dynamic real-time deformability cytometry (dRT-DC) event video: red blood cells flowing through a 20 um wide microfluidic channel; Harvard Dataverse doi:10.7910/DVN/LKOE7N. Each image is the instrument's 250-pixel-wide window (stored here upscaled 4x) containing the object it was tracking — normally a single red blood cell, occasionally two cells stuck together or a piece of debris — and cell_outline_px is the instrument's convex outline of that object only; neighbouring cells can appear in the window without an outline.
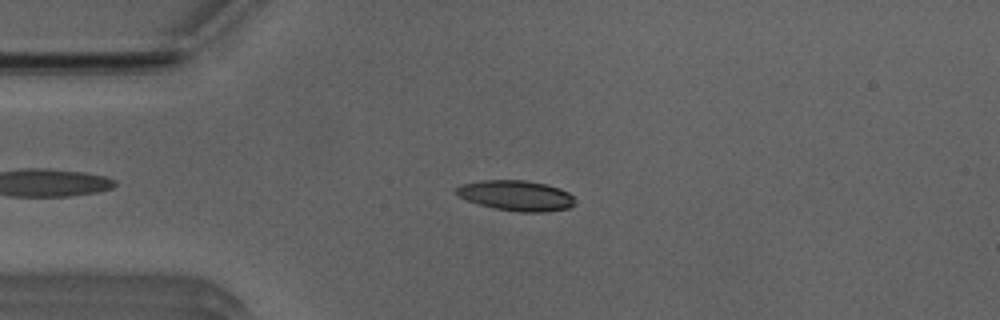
{"species": "Egyptian fruit bat (a non-hibernating species)", "species_latin": "Rousettus aegyptiacus", "temperature_condition": "room temperature", "stored_images_in_passage": 46, "camera_frame_rate_fps": 3000, "um_per_image_px": 0.085, "animal": {"sex": "male"}, "frame": {"image": 1, "passage_image": 6, "time_ms": 1.667, "image_size_px": [1000, 320], "cell_outline_px": [[576, 204], [568, 208], [544, 212], [520, 212], [492, 208], [468, 200], [460, 196], [456, 192], [456, 188], [460, 184], [480, 180], [524, 180], [544, 184], [560, 188], [568, 192], [576, 200]], "centroid_in_image_um": [43.9, 16.62], "position_along_channel_um": 41.1, "area_um2": 20.98}}
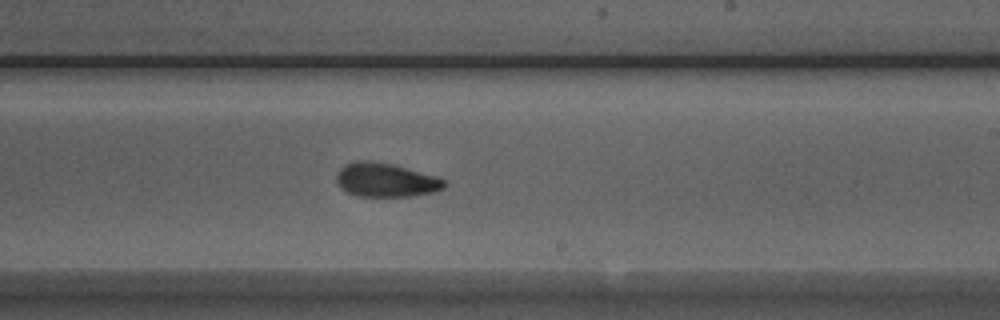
{"frame": {"image": 2, "passage_image": 24, "time_ms": 7.667, "image_size_px": [1000, 320], "cell_outline_px": [[448, 184], [444, 188], [436, 192], [412, 196], [356, 196], [340, 188], [336, 180], [336, 176], [340, 168], [356, 160], [368, 160], [392, 164], [436, 176], [444, 180]], "centroid_in_image_um": [32.8, 15.31], "position_along_channel_um": 256.2, "area_um2": 21.33}}
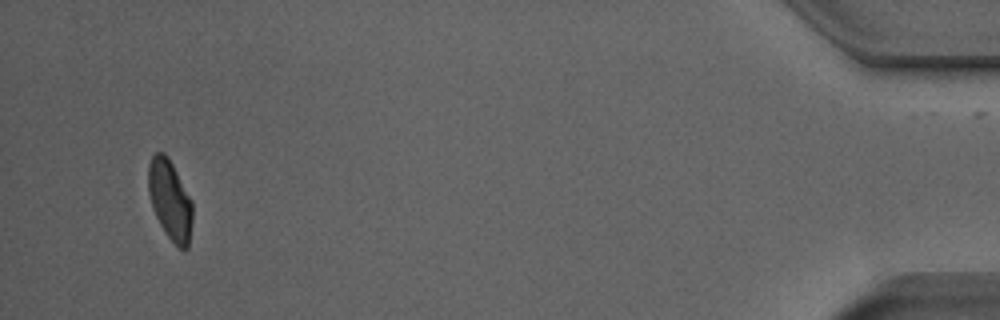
{"frame": {"image": 3, "passage_image": 43, "time_ms": 14.0, "image_size_px": [1000, 320], "cell_outline_px": [[192, 220], [188, 248], [184, 252], [168, 236], [160, 224], [152, 208], [148, 192], [148, 164], [152, 156], [156, 152], [164, 152], [168, 156], [192, 200]], "centroid_in_image_um": [14.45, 16.98], "position_along_channel_um": 420.8, "area_um2": 20.58}, "authors_computed_cell_mechanics": {"area_um2": 21.2993, "velocity_mm_per_s": 3.9455, "shape_relaxation_time_tau1_ms": 5.8861, "shape_relaxation_time_tau2_ms": 3.3779, "deformation_change_tau1": 0.1843, "deformation_change_tau2": 0.0855}}